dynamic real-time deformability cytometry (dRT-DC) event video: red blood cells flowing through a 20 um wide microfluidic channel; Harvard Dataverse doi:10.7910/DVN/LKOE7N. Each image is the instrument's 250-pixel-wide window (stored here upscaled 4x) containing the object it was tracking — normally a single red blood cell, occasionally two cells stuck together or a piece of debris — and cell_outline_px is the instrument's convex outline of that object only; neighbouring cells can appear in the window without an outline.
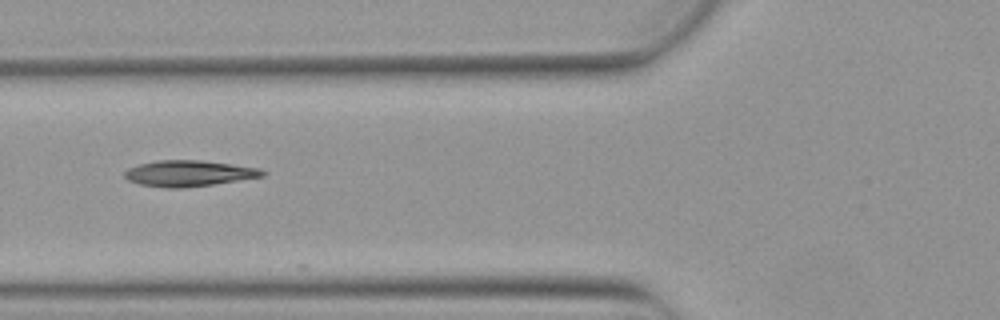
{"species": "Egyptian fruit bat (a non-hibernating species)", "species_latin": "Rousettus aegyptiacus", "temperature_condition": "warm", "stored_images_in_passage": 5, "camera_frame_rate_fps": 3000, "um_per_image_px": 0.085, "animal": {"sex": "female"}, "frame": {"image": 1, "passage_image": 2, "time_ms": 0.333, "image_size_px": [1000, 320], "cell_outline_px": [[264, 176], [212, 184], [180, 188], [168, 188], [140, 184], [128, 180], [124, 176], [124, 172], [128, 168], [140, 164], [156, 160], [200, 160], [232, 164], [260, 168], [264, 172]], "centroid_in_image_um": [16.02, 14.73], "position_along_channel_um": 109.8, "area_um2": 20.63}}
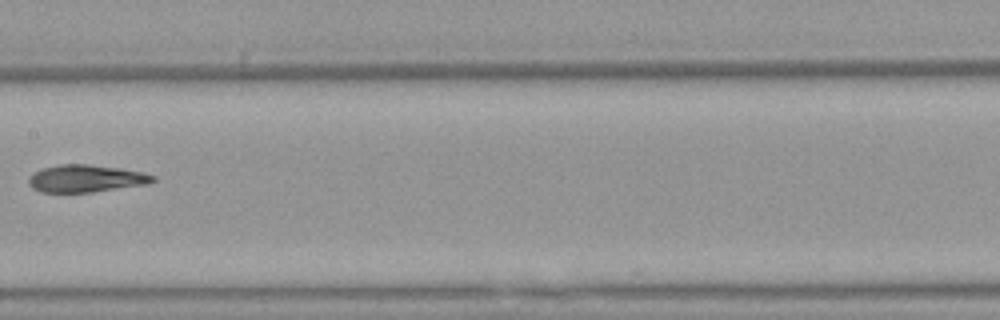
{"frame": {"image": 2, "passage_image": 4, "time_ms": 1.0, "image_size_px": [1000, 320], "cell_outline_px": [[156, 180], [148, 184], [92, 192], [40, 192], [32, 188], [28, 184], [28, 176], [40, 168], [60, 164], [88, 164], [120, 168], [144, 172], [156, 176]], "centroid_in_image_um": [7.29, 15.17], "position_along_channel_um": 200.1, "area_um2": 20.06}}
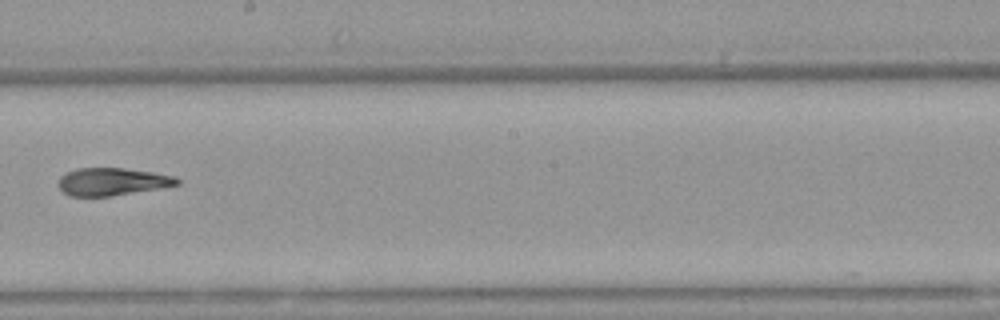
{"frame": {"image": 3, "passage_image": 5, "time_ms": 1.333, "image_size_px": [1000, 320], "cell_outline_px": [[180, 184], [160, 188], [112, 196], [68, 196], [56, 184], [60, 176], [64, 172], [76, 168], [124, 168], [152, 172], [176, 176], [180, 180]], "centroid_in_image_um": [9.5, 15.43], "position_along_channel_um": 238.7, "area_um2": 19.31}}